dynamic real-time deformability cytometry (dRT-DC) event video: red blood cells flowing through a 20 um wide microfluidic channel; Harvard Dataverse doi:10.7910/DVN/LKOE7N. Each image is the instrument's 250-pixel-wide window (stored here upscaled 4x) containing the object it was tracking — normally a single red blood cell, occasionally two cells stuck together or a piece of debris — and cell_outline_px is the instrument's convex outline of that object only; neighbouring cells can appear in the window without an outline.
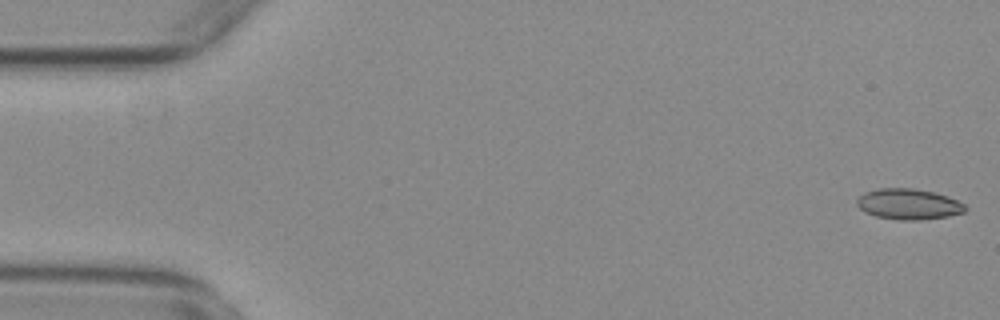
{"species": "common noctule bat (a hibernating species)", "species_latin": "Nyctalus noctula", "temperature_condition": "warm", "stored_images_in_passage": 3, "camera_frame_rate_fps": 3000, "um_per_image_px": 0.085, "animal": {"sex": "female", "body_mass_g": 29.2, "forearm_length_mm": 56.3}, "frame": {"image": 1, "passage_image": 1, "time_ms": 0.0, "image_size_px": [1000, 320], "cell_outline_px": [[968, 208], [964, 212], [948, 216], [920, 220], [900, 220], [876, 216], [860, 208], [856, 204], [856, 200], [864, 192], [880, 188], [912, 188], [932, 192], [948, 196], [964, 204]], "centroid_in_image_um": [77.24, 17.35], "position_along_channel_um": 7.8, "area_um2": 19.25}}